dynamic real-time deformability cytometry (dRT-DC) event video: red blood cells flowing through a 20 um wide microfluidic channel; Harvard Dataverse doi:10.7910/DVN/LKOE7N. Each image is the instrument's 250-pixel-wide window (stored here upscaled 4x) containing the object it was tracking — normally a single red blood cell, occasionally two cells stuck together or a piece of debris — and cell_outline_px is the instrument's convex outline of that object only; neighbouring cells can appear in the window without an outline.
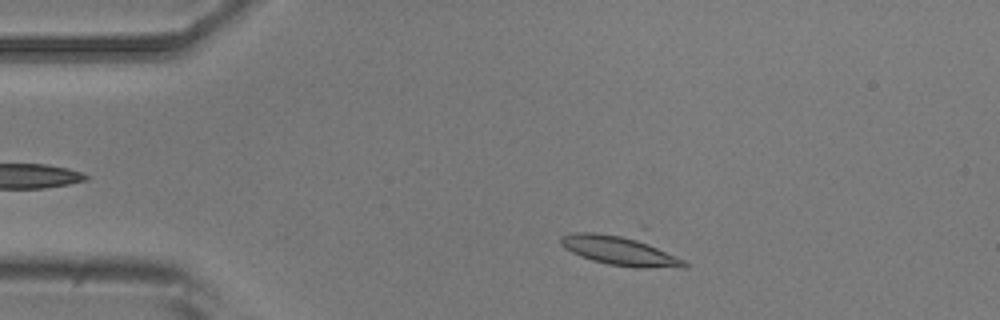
{"species": "common noctule bat (a hibernating species)", "species_latin": "Nyctalus noctula", "temperature_condition": "room temperature", "stored_images_in_passage": 3, "camera_frame_rate_fps": 3000, "um_per_image_px": 0.085, "animal": {"sex": "male", "body_mass_g": 20.5, "forearm_length_mm": 52.5}, "frame": {"image": 1, "passage_image": 1, "time_ms": 0.0, "image_size_px": [1000, 320], "cell_outline_px": [[688, 264], [684, 268], [636, 268], [608, 264], [592, 260], [580, 256], [564, 248], [560, 244], [560, 236], [572, 232], [640, 224], [644, 224], [684, 260]], "centroid_in_image_um": [52.99, 21.03], "position_along_channel_um": 32.0, "area_um2": 27.05}}
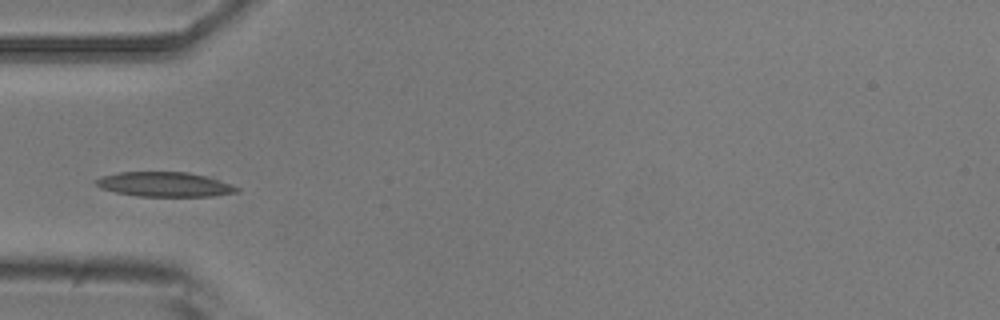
{"frame": {"image": 2, "passage_image": 3, "time_ms": 2.333, "image_size_px": [1000, 320], "cell_outline_px": [[240, 192], [212, 196], [136, 196], [116, 192], [100, 188], [96, 184], [96, 180], [104, 176], [120, 172], [188, 172], [204, 176], [240, 188]], "centroid_in_image_um": [13.98, 15.68], "position_along_channel_um": 71.0, "area_um2": 19.88}}